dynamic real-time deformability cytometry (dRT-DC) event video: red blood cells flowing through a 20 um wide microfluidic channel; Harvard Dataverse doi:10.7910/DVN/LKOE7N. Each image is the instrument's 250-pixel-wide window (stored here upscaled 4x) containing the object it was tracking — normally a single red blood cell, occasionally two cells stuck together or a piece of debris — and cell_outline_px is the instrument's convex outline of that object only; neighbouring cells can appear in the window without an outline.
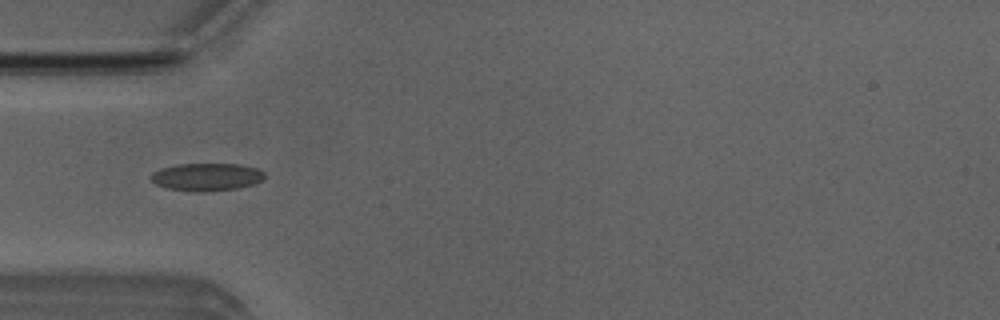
{"species": "Egyptian fruit bat (a non-hibernating species)", "species_latin": "Rousettus aegyptiacus", "temperature_condition": "room temperature", "stored_images_in_passage": 39, "camera_frame_rate_fps": 3000, "um_per_image_px": 0.085, "animal": {"sex": "male"}, "frame": {"image": 1, "passage_image": 4, "time_ms": 1.0, "image_size_px": [1000, 320], "cell_outline_px": [[264, 180], [256, 184], [236, 188], [204, 192], [196, 192], [168, 188], [156, 184], [148, 176], [152, 172], [160, 168], [176, 164], [240, 164], [256, 168], [264, 172]], "centroid_in_image_um": [17.56, 15.04], "position_along_channel_um": 67.4, "area_um2": 18.5}}
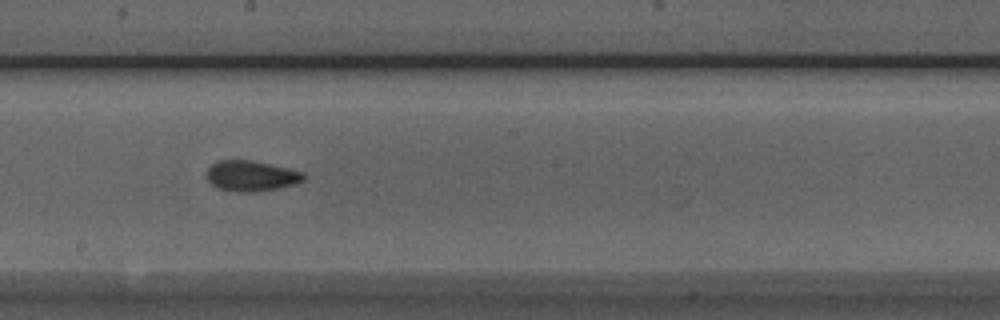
{"frame": {"image": 2, "passage_image": 16, "time_ms": 5.0, "image_size_px": [1000, 320], "cell_outline_px": [[304, 180], [292, 184], [276, 188], [256, 192], [236, 192], [216, 188], [204, 176], [208, 168], [212, 164], [220, 160], [252, 160], [288, 168], [304, 172]], "centroid_in_image_um": [21.3, 14.95], "position_along_channel_um": 226.9, "area_um2": 17.28}}
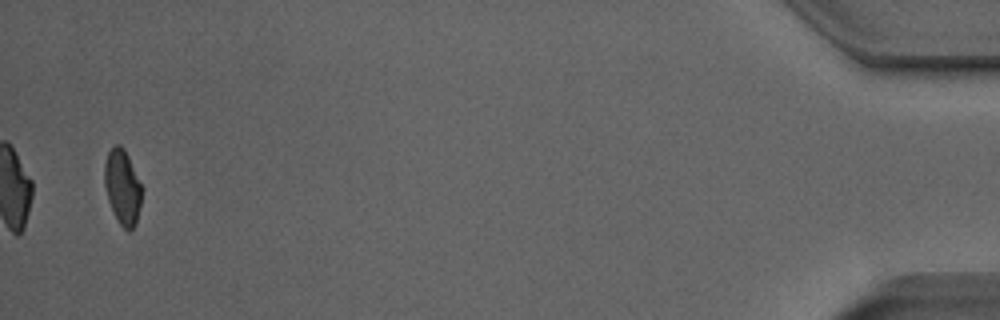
{"frame": {"image": 3, "passage_image": 38, "time_ms": 12.333, "image_size_px": [1000, 320], "cell_outline_px": [[144, 188], [136, 224], [128, 232], [120, 224], [108, 200], [104, 184], [104, 164], [108, 152], [116, 144], [120, 144], [124, 148]], "centroid_in_image_um": [10.43, 15.88], "position_along_channel_um": 424.8, "area_um2": 16.42}, "authors_computed_cell_mechanics": {"area_um2": 17.051, "velocity_mm_per_s": 3.9816, "shape_relaxation_time_tau1_ms": 5.3059, "shape_relaxation_time_tau2_ms": 2.8216, "deformation_change_tau1": 0.1186, "deformation_change_tau2": 0.0631}}